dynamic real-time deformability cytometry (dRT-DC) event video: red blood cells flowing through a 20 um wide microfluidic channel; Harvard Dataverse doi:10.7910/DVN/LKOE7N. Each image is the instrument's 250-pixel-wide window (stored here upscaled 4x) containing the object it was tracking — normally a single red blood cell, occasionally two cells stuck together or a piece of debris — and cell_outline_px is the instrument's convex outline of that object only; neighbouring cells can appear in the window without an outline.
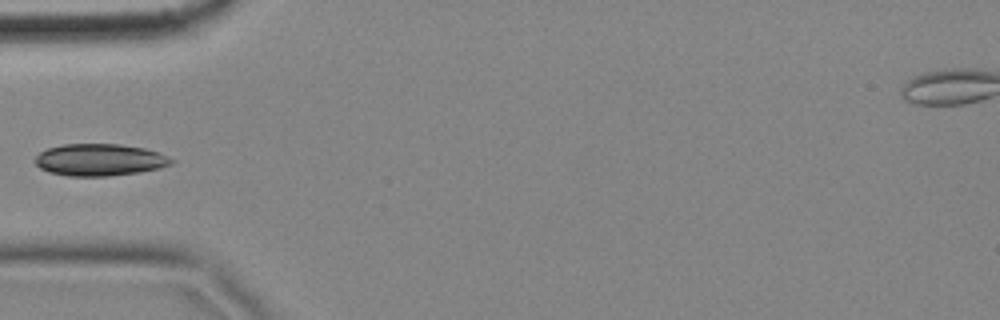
{"species": "common noctule bat (a hibernating species)", "species_latin": "Nyctalus noctula", "temperature_condition": "cold", "stored_images_in_passage": 5, "segment_of_instrument_passage": [2, 2], "camera_frame_rate_fps": 3000, "um_per_image_px": 0.085, "animal": {"sex": "female", "body_mass_g": 18.4}, "frame": {"image": 1, "passage_image": 5, "time_ms": 1.333, "image_size_px": [1000, 320], "cell_outline_px": [[176, 160], [172, 164], [160, 168], [140, 172], [108, 176], [68, 176], [48, 172], [40, 168], [36, 164], [36, 156], [40, 152], [48, 148], [64, 144], [120, 144], [144, 148], [160, 152]], "centroid_in_image_um": [8.51, 13.59], "position_along_channel_um": 76.5, "area_um2": 25.55}}